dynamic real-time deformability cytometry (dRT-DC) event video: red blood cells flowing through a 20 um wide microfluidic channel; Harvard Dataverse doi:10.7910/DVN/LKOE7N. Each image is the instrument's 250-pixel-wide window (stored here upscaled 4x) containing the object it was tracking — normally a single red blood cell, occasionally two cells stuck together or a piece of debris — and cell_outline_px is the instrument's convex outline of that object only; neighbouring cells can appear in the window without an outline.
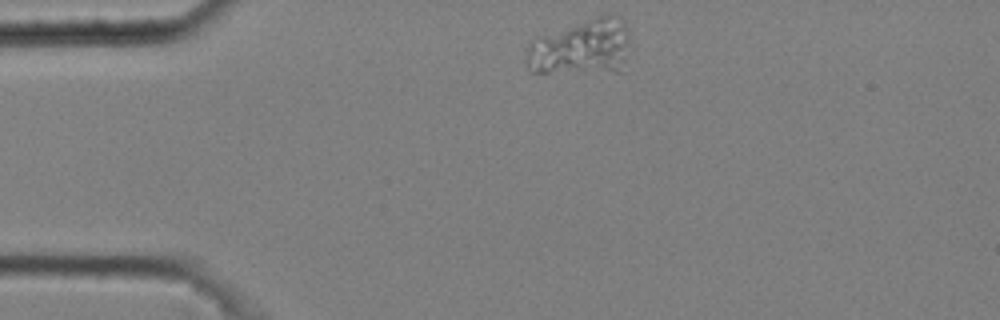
{"species": "common noctule bat (a hibernating species)", "species_latin": "Nyctalus noctula", "temperature_condition": "cold", "stored_images_in_passage": 2, "camera_frame_rate_fps": 3000, "um_per_image_px": 0.085, "animal": {"sex": "male", "body_mass_g": 20.4}, "frame": {"image": 1, "passage_image": 1, "time_ms": 0.0, "image_size_px": [1000, 320], "cell_outline_px": [[628, 44], [620, 72], [528, 72], [528, 40], [536, 36], [596, 16], [616, 16], [628, 28]], "centroid_in_image_um": [49.36, 4.02], "position_along_channel_um": 35.6, "area_um2": 33.52}}